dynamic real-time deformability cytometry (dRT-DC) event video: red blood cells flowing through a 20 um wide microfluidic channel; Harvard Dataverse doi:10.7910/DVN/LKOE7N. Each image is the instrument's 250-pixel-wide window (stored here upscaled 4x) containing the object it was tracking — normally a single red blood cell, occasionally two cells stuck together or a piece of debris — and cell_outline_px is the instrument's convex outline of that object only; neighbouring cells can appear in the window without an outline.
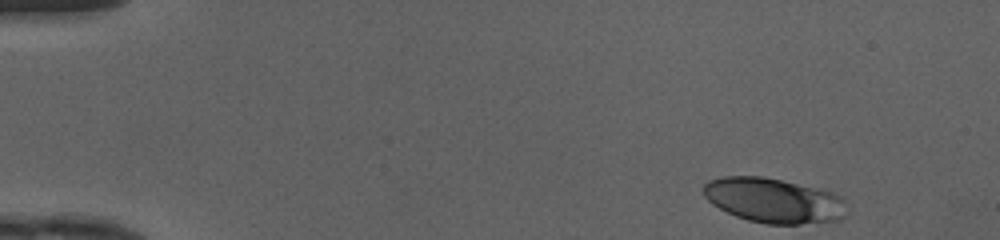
{"species": "human", "species_latin": "Homo sapiens", "temperature_condition": "cold", "stored_images_in_passage": 31, "camera_frame_rate_fps": 3000, "um_per_image_px": 0.085, "donor": {"sex": "female"}, "frame": {"image": 1, "passage_image": 1, "time_ms": 0.0, "image_size_px": [1000, 240], "cell_outline_px": [[848, 216], [840, 220], [800, 224], [764, 224], [748, 220], [736, 216], [712, 204], [704, 196], [704, 184], [708, 180], [724, 176], [764, 176], [820, 188], [844, 196], [848, 212]], "centroid_in_image_um": [65.84, 17.04], "position_along_channel_um": 19.2, "area_um2": 38.03}}
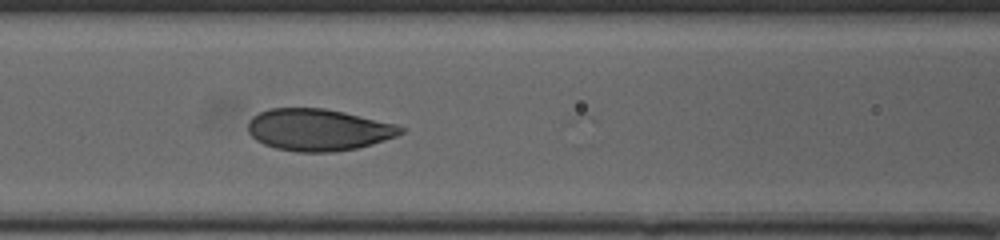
{"frame": {"image": 2, "passage_image": 18, "time_ms": 5.667, "image_size_px": [1000, 240], "cell_outline_px": [[408, 128], [404, 132], [396, 136], [372, 144], [356, 148], [332, 152], [296, 152], [276, 148], [264, 144], [256, 140], [248, 132], [248, 120], [252, 116], [268, 108], [324, 108], [344, 112], [396, 124]], "centroid_in_image_um": [27.05, 11.03], "position_along_channel_um": 139.5, "area_um2": 37.4}}
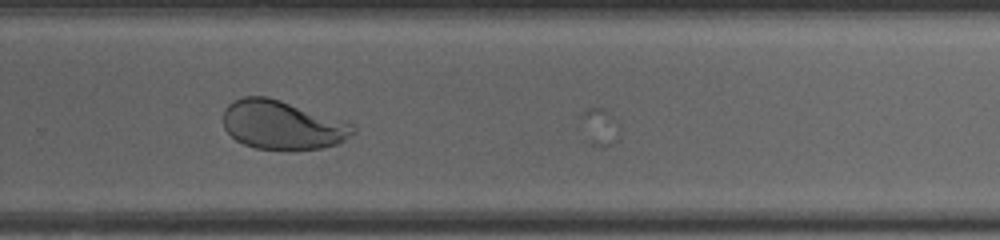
{"frame": {"image": 3, "passage_image": 30, "time_ms": 9.667, "image_size_px": [1000, 240], "cell_outline_px": [[356, 128], [344, 140], [336, 144], [320, 148], [256, 148], [244, 144], [236, 140], [224, 128], [224, 108], [232, 100], [244, 96], [264, 96], [280, 100], [352, 124]], "centroid_in_image_um": [23.93, 10.6], "position_along_channel_um": 305.9, "area_um2": 36.01}}